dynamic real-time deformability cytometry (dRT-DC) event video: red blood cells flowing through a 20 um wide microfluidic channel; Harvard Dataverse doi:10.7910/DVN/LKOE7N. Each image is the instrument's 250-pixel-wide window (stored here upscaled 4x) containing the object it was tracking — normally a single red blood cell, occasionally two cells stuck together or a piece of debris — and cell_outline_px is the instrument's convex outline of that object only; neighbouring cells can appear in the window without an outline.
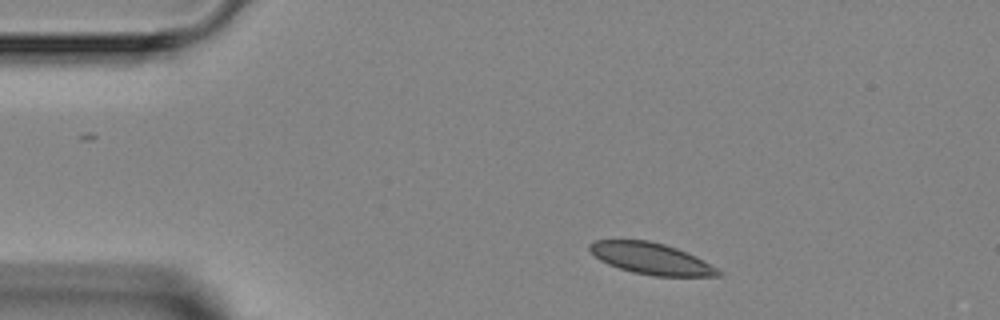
{"species": "Egyptian fruit bat (a non-hibernating species)", "species_latin": "Rousettus aegyptiacus", "temperature_condition": "room temperature", "stored_images_in_passage": 2, "camera_frame_rate_fps": 3000, "um_per_image_px": 0.085, "animal": {"sex": "female"}, "frame": {"image": 1, "passage_image": 1, "time_ms": 0.0, "image_size_px": [1000, 320], "cell_outline_px": [[724, 272], [720, 276], [652, 276], [632, 272], [608, 264], [600, 260], [588, 248], [588, 244], [592, 240], [648, 240], [664, 244], [676, 248], [696, 256], [704, 260]], "centroid_in_image_um": [55.36, 21.98], "position_along_channel_um": 29.6, "area_um2": 23.58}}